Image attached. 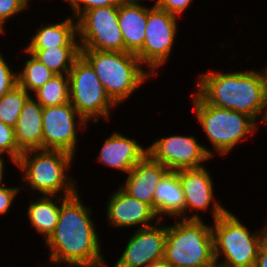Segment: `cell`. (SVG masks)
<instances>
[{"instance_id":"6da1fadb","label":"cell","mask_w":267,"mask_h":267,"mask_svg":"<svg viewBox=\"0 0 267 267\" xmlns=\"http://www.w3.org/2000/svg\"><path fill=\"white\" fill-rule=\"evenodd\" d=\"M79 194L77 191L61 203L56 228L44 242L49 249L47 259L57 267H107L92 206H87Z\"/></svg>"},{"instance_id":"7a4b0ae2","label":"cell","mask_w":267,"mask_h":267,"mask_svg":"<svg viewBox=\"0 0 267 267\" xmlns=\"http://www.w3.org/2000/svg\"><path fill=\"white\" fill-rule=\"evenodd\" d=\"M196 91L205 103L240 112L258 124L267 110V65L261 70L204 71L197 76Z\"/></svg>"},{"instance_id":"3957f363","label":"cell","mask_w":267,"mask_h":267,"mask_svg":"<svg viewBox=\"0 0 267 267\" xmlns=\"http://www.w3.org/2000/svg\"><path fill=\"white\" fill-rule=\"evenodd\" d=\"M75 156L51 149H31L24 151L15 167L21 172L24 185L21 190L35 191L36 195L71 196L79 191L75 179L70 175ZM62 194V195H61Z\"/></svg>"},{"instance_id":"277c9868","label":"cell","mask_w":267,"mask_h":267,"mask_svg":"<svg viewBox=\"0 0 267 267\" xmlns=\"http://www.w3.org/2000/svg\"><path fill=\"white\" fill-rule=\"evenodd\" d=\"M80 55L91 65L107 95L118 106L153 75L130 52L80 50Z\"/></svg>"},{"instance_id":"5b68a950","label":"cell","mask_w":267,"mask_h":267,"mask_svg":"<svg viewBox=\"0 0 267 267\" xmlns=\"http://www.w3.org/2000/svg\"><path fill=\"white\" fill-rule=\"evenodd\" d=\"M191 93L192 111L213 148L210 149L212 158L215 154H218V157L219 154L226 157L238 144L259 131L260 125L248 115L212 106L205 103L195 92Z\"/></svg>"},{"instance_id":"8992f818","label":"cell","mask_w":267,"mask_h":267,"mask_svg":"<svg viewBox=\"0 0 267 267\" xmlns=\"http://www.w3.org/2000/svg\"><path fill=\"white\" fill-rule=\"evenodd\" d=\"M212 223L215 263L224 267H254L259 247L267 237V222L251 231L239 216L227 210Z\"/></svg>"},{"instance_id":"52a82bcc","label":"cell","mask_w":267,"mask_h":267,"mask_svg":"<svg viewBox=\"0 0 267 267\" xmlns=\"http://www.w3.org/2000/svg\"><path fill=\"white\" fill-rule=\"evenodd\" d=\"M167 224L164 260L172 267H212L215 264L211 224L205 219L175 218Z\"/></svg>"},{"instance_id":"ba28073f","label":"cell","mask_w":267,"mask_h":267,"mask_svg":"<svg viewBox=\"0 0 267 267\" xmlns=\"http://www.w3.org/2000/svg\"><path fill=\"white\" fill-rule=\"evenodd\" d=\"M68 76L69 101L78 114L87 123L96 124L101 119L109 122L111 111L119 106L107 95L96 72L81 55L74 61Z\"/></svg>"},{"instance_id":"9c48e42d","label":"cell","mask_w":267,"mask_h":267,"mask_svg":"<svg viewBox=\"0 0 267 267\" xmlns=\"http://www.w3.org/2000/svg\"><path fill=\"white\" fill-rule=\"evenodd\" d=\"M147 5V23L143 47L135 54L141 64L155 77L173 53L179 32V17L166 10ZM158 69V70H157Z\"/></svg>"},{"instance_id":"30bf717a","label":"cell","mask_w":267,"mask_h":267,"mask_svg":"<svg viewBox=\"0 0 267 267\" xmlns=\"http://www.w3.org/2000/svg\"><path fill=\"white\" fill-rule=\"evenodd\" d=\"M77 31L80 50L124 52L118 5L85 11L77 19Z\"/></svg>"},{"instance_id":"8fae6325","label":"cell","mask_w":267,"mask_h":267,"mask_svg":"<svg viewBox=\"0 0 267 267\" xmlns=\"http://www.w3.org/2000/svg\"><path fill=\"white\" fill-rule=\"evenodd\" d=\"M195 135H168L155 139L147 145L148 155L169 171L197 169L204 167V162L212 160L210 148L199 143Z\"/></svg>"},{"instance_id":"7c38bea8","label":"cell","mask_w":267,"mask_h":267,"mask_svg":"<svg viewBox=\"0 0 267 267\" xmlns=\"http://www.w3.org/2000/svg\"><path fill=\"white\" fill-rule=\"evenodd\" d=\"M88 126L70 101L60 106L43 107V149L62 150L76 156L78 134Z\"/></svg>"},{"instance_id":"4fadbf2b","label":"cell","mask_w":267,"mask_h":267,"mask_svg":"<svg viewBox=\"0 0 267 267\" xmlns=\"http://www.w3.org/2000/svg\"><path fill=\"white\" fill-rule=\"evenodd\" d=\"M205 167L175 171L183 187L185 219H203L200 213L210 211L212 220L215 221L228 210L216 198L213 183L215 178Z\"/></svg>"},{"instance_id":"5bb4252c","label":"cell","mask_w":267,"mask_h":267,"mask_svg":"<svg viewBox=\"0 0 267 267\" xmlns=\"http://www.w3.org/2000/svg\"><path fill=\"white\" fill-rule=\"evenodd\" d=\"M164 221L166 220H159L153 226L134 230L112 267H147L164 259L167 234Z\"/></svg>"},{"instance_id":"9a60e30c","label":"cell","mask_w":267,"mask_h":267,"mask_svg":"<svg viewBox=\"0 0 267 267\" xmlns=\"http://www.w3.org/2000/svg\"><path fill=\"white\" fill-rule=\"evenodd\" d=\"M106 206V222L110 227L146 228L155 225L160 219L147 203L125 193L120 187L110 194Z\"/></svg>"},{"instance_id":"2e32d148","label":"cell","mask_w":267,"mask_h":267,"mask_svg":"<svg viewBox=\"0 0 267 267\" xmlns=\"http://www.w3.org/2000/svg\"><path fill=\"white\" fill-rule=\"evenodd\" d=\"M99 150L96 161L111 169L122 171L123 174H128L148 154L147 146L145 148L137 139L129 138L116 130L104 140Z\"/></svg>"},{"instance_id":"e0dca14e","label":"cell","mask_w":267,"mask_h":267,"mask_svg":"<svg viewBox=\"0 0 267 267\" xmlns=\"http://www.w3.org/2000/svg\"><path fill=\"white\" fill-rule=\"evenodd\" d=\"M169 169L154 161L148 154L125 176V183L119 184L125 193L153 208L155 189Z\"/></svg>"},{"instance_id":"ac0fdd59","label":"cell","mask_w":267,"mask_h":267,"mask_svg":"<svg viewBox=\"0 0 267 267\" xmlns=\"http://www.w3.org/2000/svg\"><path fill=\"white\" fill-rule=\"evenodd\" d=\"M144 1L123 0L118 5V23L124 39V52L136 54L144 44L147 5Z\"/></svg>"},{"instance_id":"d6986e66","label":"cell","mask_w":267,"mask_h":267,"mask_svg":"<svg viewBox=\"0 0 267 267\" xmlns=\"http://www.w3.org/2000/svg\"><path fill=\"white\" fill-rule=\"evenodd\" d=\"M24 49H48L56 47H80L77 20L71 15L61 22L40 24L35 28Z\"/></svg>"},{"instance_id":"ffe728a7","label":"cell","mask_w":267,"mask_h":267,"mask_svg":"<svg viewBox=\"0 0 267 267\" xmlns=\"http://www.w3.org/2000/svg\"><path fill=\"white\" fill-rule=\"evenodd\" d=\"M14 131L22 152L43 149V106L32 96L24 103Z\"/></svg>"},{"instance_id":"44dd1931","label":"cell","mask_w":267,"mask_h":267,"mask_svg":"<svg viewBox=\"0 0 267 267\" xmlns=\"http://www.w3.org/2000/svg\"><path fill=\"white\" fill-rule=\"evenodd\" d=\"M153 209L160 220L185 219L183 187L176 172L169 171L157 185L153 198Z\"/></svg>"},{"instance_id":"7402d4cb","label":"cell","mask_w":267,"mask_h":267,"mask_svg":"<svg viewBox=\"0 0 267 267\" xmlns=\"http://www.w3.org/2000/svg\"><path fill=\"white\" fill-rule=\"evenodd\" d=\"M29 201L26 214L31 227L46 241L54 232L59 219L63 196L39 195ZM56 201V202H55Z\"/></svg>"},{"instance_id":"603a6c76","label":"cell","mask_w":267,"mask_h":267,"mask_svg":"<svg viewBox=\"0 0 267 267\" xmlns=\"http://www.w3.org/2000/svg\"><path fill=\"white\" fill-rule=\"evenodd\" d=\"M55 75H68L74 61L80 56V47L25 49Z\"/></svg>"},{"instance_id":"cb8c5ba5","label":"cell","mask_w":267,"mask_h":267,"mask_svg":"<svg viewBox=\"0 0 267 267\" xmlns=\"http://www.w3.org/2000/svg\"><path fill=\"white\" fill-rule=\"evenodd\" d=\"M22 51L25 53L26 61L20 66V68L22 67L21 71H17L18 85L31 95L45 85L55 74L27 50L23 48Z\"/></svg>"},{"instance_id":"d4e9b609","label":"cell","mask_w":267,"mask_h":267,"mask_svg":"<svg viewBox=\"0 0 267 267\" xmlns=\"http://www.w3.org/2000/svg\"><path fill=\"white\" fill-rule=\"evenodd\" d=\"M69 93V76L55 75L31 96L43 107H54L69 102Z\"/></svg>"},{"instance_id":"484cf974","label":"cell","mask_w":267,"mask_h":267,"mask_svg":"<svg viewBox=\"0 0 267 267\" xmlns=\"http://www.w3.org/2000/svg\"><path fill=\"white\" fill-rule=\"evenodd\" d=\"M31 95L16 85L0 99V121L15 127L24 103Z\"/></svg>"},{"instance_id":"4316f807","label":"cell","mask_w":267,"mask_h":267,"mask_svg":"<svg viewBox=\"0 0 267 267\" xmlns=\"http://www.w3.org/2000/svg\"><path fill=\"white\" fill-rule=\"evenodd\" d=\"M22 153L18 148L14 128L0 121V157L7 155L9 163L16 165Z\"/></svg>"},{"instance_id":"83f0119b","label":"cell","mask_w":267,"mask_h":267,"mask_svg":"<svg viewBox=\"0 0 267 267\" xmlns=\"http://www.w3.org/2000/svg\"><path fill=\"white\" fill-rule=\"evenodd\" d=\"M31 0H0V33L1 35L6 34L5 28L7 20L11 21L16 15H19L21 12H25L30 9ZM5 32V33H4Z\"/></svg>"},{"instance_id":"f1b7e54d","label":"cell","mask_w":267,"mask_h":267,"mask_svg":"<svg viewBox=\"0 0 267 267\" xmlns=\"http://www.w3.org/2000/svg\"><path fill=\"white\" fill-rule=\"evenodd\" d=\"M69 4L71 15L77 20L85 11L97 7L119 5L123 0H64Z\"/></svg>"},{"instance_id":"f546056e","label":"cell","mask_w":267,"mask_h":267,"mask_svg":"<svg viewBox=\"0 0 267 267\" xmlns=\"http://www.w3.org/2000/svg\"><path fill=\"white\" fill-rule=\"evenodd\" d=\"M8 62L3 53L0 52V99L18 85L17 72L12 69L13 67Z\"/></svg>"},{"instance_id":"4dcf8cb0","label":"cell","mask_w":267,"mask_h":267,"mask_svg":"<svg viewBox=\"0 0 267 267\" xmlns=\"http://www.w3.org/2000/svg\"><path fill=\"white\" fill-rule=\"evenodd\" d=\"M21 192V186H7L6 184L0 187V216L5 215L13 207V202Z\"/></svg>"},{"instance_id":"1f68e13d","label":"cell","mask_w":267,"mask_h":267,"mask_svg":"<svg viewBox=\"0 0 267 267\" xmlns=\"http://www.w3.org/2000/svg\"><path fill=\"white\" fill-rule=\"evenodd\" d=\"M192 1L194 0H157L154 4L169 14L179 17L191 6Z\"/></svg>"},{"instance_id":"d6a6232c","label":"cell","mask_w":267,"mask_h":267,"mask_svg":"<svg viewBox=\"0 0 267 267\" xmlns=\"http://www.w3.org/2000/svg\"><path fill=\"white\" fill-rule=\"evenodd\" d=\"M254 267H267V237L259 247Z\"/></svg>"},{"instance_id":"836d02e7","label":"cell","mask_w":267,"mask_h":267,"mask_svg":"<svg viewBox=\"0 0 267 267\" xmlns=\"http://www.w3.org/2000/svg\"><path fill=\"white\" fill-rule=\"evenodd\" d=\"M5 160H6V158L4 159V157H0V187H2V186H4L5 185V183H4V176H5V168L7 167V166H5L6 164V162H5Z\"/></svg>"},{"instance_id":"e575fe53","label":"cell","mask_w":267,"mask_h":267,"mask_svg":"<svg viewBox=\"0 0 267 267\" xmlns=\"http://www.w3.org/2000/svg\"><path fill=\"white\" fill-rule=\"evenodd\" d=\"M147 267H172L164 259L156 261L148 265Z\"/></svg>"},{"instance_id":"d590c367","label":"cell","mask_w":267,"mask_h":267,"mask_svg":"<svg viewBox=\"0 0 267 267\" xmlns=\"http://www.w3.org/2000/svg\"><path fill=\"white\" fill-rule=\"evenodd\" d=\"M261 123L265 124V128H266V126H267V110L265 111V113H264V115L262 117Z\"/></svg>"},{"instance_id":"8d00e7d4","label":"cell","mask_w":267,"mask_h":267,"mask_svg":"<svg viewBox=\"0 0 267 267\" xmlns=\"http://www.w3.org/2000/svg\"><path fill=\"white\" fill-rule=\"evenodd\" d=\"M130 1H147V0H130ZM150 1V0H149ZM154 3H156L157 2V0H152Z\"/></svg>"},{"instance_id":"74e56055","label":"cell","mask_w":267,"mask_h":267,"mask_svg":"<svg viewBox=\"0 0 267 267\" xmlns=\"http://www.w3.org/2000/svg\"><path fill=\"white\" fill-rule=\"evenodd\" d=\"M212 267H224V266H221L215 263Z\"/></svg>"}]
</instances>
